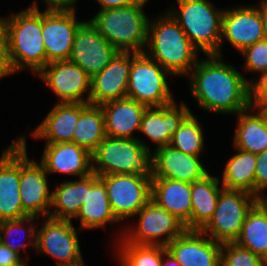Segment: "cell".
<instances>
[{
    "mask_svg": "<svg viewBox=\"0 0 267 266\" xmlns=\"http://www.w3.org/2000/svg\"><path fill=\"white\" fill-rule=\"evenodd\" d=\"M100 4L101 9L120 8L137 3L143 0H96Z\"/></svg>",
    "mask_w": 267,
    "mask_h": 266,
    "instance_id": "obj_42",
    "label": "cell"
},
{
    "mask_svg": "<svg viewBox=\"0 0 267 266\" xmlns=\"http://www.w3.org/2000/svg\"><path fill=\"white\" fill-rule=\"evenodd\" d=\"M252 110L248 108L237 114L233 144L235 149L259 154L267 149V115Z\"/></svg>",
    "mask_w": 267,
    "mask_h": 266,
    "instance_id": "obj_27",
    "label": "cell"
},
{
    "mask_svg": "<svg viewBox=\"0 0 267 266\" xmlns=\"http://www.w3.org/2000/svg\"><path fill=\"white\" fill-rule=\"evenodd\" d=\"M166 13L149 19L144 51L172 76H187L199 60V51L192 45L180 25Z\"/></svg>",
    "mask_w": 267,
    "mask_h": 266,
    "instance_id": "obj_3",
    "label": "cell"
},
{
    "mask_svg": "<svg viewBox=\"0 0 267 266\" xmlns=\"http://www.w3.org/2000/svg\"><path fill=\"white\" fill-rule=\"evenodd\" d=\"M36 76L59 97V103H89L91 77L77 64L69 60L52 62Z\"/></svg>",
    "mask_w": 267,
    "mask_h": 266,
    "instance_id": "obj_14",
    "label": "cell"
},
{
    "mask_svg": "<svg viewBox=\"0 0 267 266\" xmlns=\"http://www.w3.org/2000/svg\"><path fill=\"white\" fill-rule=\"evenodd\" d=\"M147 1L120 8L99 9L90 22L119 52L142 53L147 44L149 18L144 12Z\"/></svg>",
    "mask_w": 267,
    "mask_h": 266,
    "instance_id": "obj_4",
    "label": "cell"
},
{
    "mask_svg": "<svg viewBox=\"0 0 267 266\" xmlns=\"http://www.w3.org/2000/svg\"><path fill=\"white\" fill-rule=\"evenodd\" d=\"M104 114L100 105L89 104L80 114L74 130L73 143L91 154L105 139Z\"/></svg>",
    "mask_w": 267,
    "mask_h": 266,
    "instance_id": "obj_32",
    "label": "cell"
},
{
    "mask_svg": "<svg viewBox=\"0 0 267 266\" xmlns=\"http://www.w3.org/2000/svg\"><path fill=\"white\" fill-rule=\"evenodd\" d=\"M36 231V252L56 259L58 266L84 264L77 230L72 221L45 217Z\"/></svg>",
    "mask_w": 267,
    "mask_h": 266,
    "instance_id": "obj_11",
    "label": "cell"
},
{
    "mask_svg": "<svg viewBox=\"0 0 267 266\" xmlns=\"http://www.w3.org/2000/svg\"><path fill=\"white\" fill-rule=\"evenodd\" d=\"M0 52L7 51V17L0 18Z\"/></svg>",
    "mask_w": 267,
    "mask_h": 266,
    "instance_id": "obj_43",
    "label": "cell"
},
{
    "mask_svg": "<svg viewBox=\"0 0 267 266\" xmlns=\"http://www.w3.org/2000/svg\"><path fill=\"white\" fill-rule=\"evenodd\" d=\"M117 253L120 266H161L167 248L159 245H138L118 238Z\"/></svg>",
    "mask_w": 267,
    "mask_h": 266,
    "instance_id": "obj_33",
    "label": "cell"
},
{
    "mask_svg": "<svg viewBox=\"0 0 267 266\" xmlns=\"http://www.w3.org/2000/svg\"><path fill=\"white\" fill-rule=\"evenodd\" d=\"M20 140V197L23 212L27 216L43 218L49 216L52 203V191L49 190L47 172L44 166L34 160H29L25 136Z\"/></svg>",
    "mask_w": 267,
    "mask_h": 266,
    "instance_id": "obj_12",
    "label": "cell"
},
{
    "mask_svg": "<svg viewBox=\"0 0 267 266\" xmlns=\"http://www.w3.org/2000/svg\"><path fill=\"white\" fill-rule=\"evenodd\" d=\"M220 179L210 173L191 183V230H202L212 219L221 190ZM220 186V187H219Z\"/></svg>",
    "mask_w": 267,
    "mask_h": 266,
    "instance_id": "obj_28",
    "label": "cell"
},
{
    "mask_svg": "<svg viewBox=\"0 0 267 266\" xmlns=\"http://www.w3.org/2000/svg\"><path fill=\"white\" fill-rule=\"evenodd\" d=\"M202 127V124L191 112L171 137L169 145L188 155L201 156V152L205 150Z\"/></svg>",
    "mask_w": 267,
    "mask_h": 266,
    "instance_id": "obj_34",
    "label": "cell"
},
{
    "mask_svg": "<svg viewBox=\"0 0 267 266\" xmlns=\"http://www.w3.org/2000/svg\"><path fill=\"white\" fill-rule=\"evenodd\" d=\"M52 191L49 217L72 221L78 215L83 200H85L86 176L78 180L63 181Z\"/></svg>",
    "mask_w": 267,
    "mask_h": 266,
    "instance_id": "obj_31",
    "label": "cell"
},
{
    "mask_svg": "<svg viewBox=\"0 0 267 266\" xmlns=\"http://www.w3.org/2000/svg\"><path fill=\"white\" fill-rule=\"evenodd\" d=\"M131 52H118L111 62L91 77L89 103L100 105L127 97Z\"/></svg>",
    "mask_w": 267,
    "mask_h": 266,
    "instance_id": "obj_20",
    "label": "cell"
},
{
    "mask_svg": "<svg viewBox=\"0 0 267 266\" xmlns=\"http://www.w3.org/2000/svg\"><path fill=\"white\" fill-rule=\"evenodd\" d=\"M150 146L142 139L106 136L92 153V170L98 176L150 172Z\"/></svg>",
    "mask_w": 267,
    "mask_h": 266,
    "instance_id": "obj_6",
    "label": "cell"
},
{
    "mask_svg": "<svg viewBox=\"0 0 267 266\" xmlns=\"http://www.w3.org/2000/svg\"><path fill=\"white\" fill-rule=\"evenodd\" d=\"M135 216H139L138 225L120 233L127 243L166 247L186 230L180 220L152 200Z\"/></svg>",
    "mask_w": 267,
    "mask_h": 266,
    "instance_id": "obj_10",
    "label": "cell"
},
{
    "mask_svg": "<svg viewBox=\"0 0 267 266\" xmlns=\"http://www.w3.org/2000/svg\"><path fill=\"white\" fill-rule=\"evenodd\" d=\"M265 190H267V149L257 154L255 170V196L260 200H263V198L266 196L264 193Z\"/></svg>",
    "mask_w": 267,
    "mask_h": 266,
    "instance_id": "obj_39",
    "label": "cell"
},
{
    "mask_svg": "<svg viewBox=\"0 0 267 266\" xmlns=\"http://www.w3.org/2000/svg\"><path fill=\"white\" fill-rule=\"evenodd\" d=\"M263 112L267 115V108Z\"/></svg>",
    "mask_w": 267,
    "mask_h": 266,
    "instance_id": "obj_49",
    "label": "cell"
},
{
    "mask_svg": "<svg viewBox=\"0 0 267 266\" xmlns=\"http://www.w3.org/2000/svg\"><path fill=\"white\" fill-rule=\"evenodd\" d=\"M20 140L16 138L0 156V222L27 217L20 192Z\"/></svg>",
    "mask_w": 267,
    "mask_h": 266,
    "instance_id": "obj_17",
    "label": "cell"
},
{
    "mask_svg": "<svg viewBox=\"0 0 267 266\" xmlns=\"http://www.w3.org/2000/svg\"><path fill=\"white\" fill-rule=\"evenodd\" d=\"M24 258L0 242V266H20Z\"/></svg>",
    "mask_w": 267,
    "mask_h": 266,
    "instance_id": "obj_40",
    "label": "cell"
},
{
    "mask_svg": "<svg viewBox=\"0 0 267 266\" xmlns=\"http://www.w3.org/2000/svg\"><path fill=\"white\" fill-rule=\"evenodd\" d=\"M161 266H181L175 257L167 250L163 254L162 264Z\"/></svg>",
    "mask_w": 267,
    "mask_h": 266,
    "instance_id": "obj_46",
    "label": "cell"
},
{
    "mask_svg": "<svg viewBox=\"0 0 267 266\" xmlns=\"http://www.w3.org/2000/svg\"><path fill=\"white\" fill-rule=\"evenodd\" d=\"M20 266H28V263L25 261V263Z\"/></svg>",
    "mask_w": 267,
    "mask_h": 266,
    "instance_id": "obj_48",
    "label": "cell"
},
{
    "mask_svg": "<svg viewBox=\"0 0 267 266\" xmlns=\"http://www.w3.org/2000/svg\"><path fill=\"white\" fill-rule=\"evenodd\" d=\"M89 104L56 103L31 135L46 140L45 144L73 142L76 123Z\"/></svg>",
    "mask_w": 267,
    "mask_h": 266,
    "instance_id": "obj_23",
    "label": "cell"
},
{
    "mask_svg": "<svg viewBox=\"0 0 267 266\" xmlns=\"http://www.w3.org/2000/svg\"><path fill=\"white\" fill-rule=\"evenodd\" d=\"M76 10L45 9L42 11V35L47 65L69 60L79 26Z\"/></svg>",
    "mask_w": 267,
    "mask_h": 266,
    "instance_id": "obj_13",
    "label": "cell"
},
{
    "mask_svg": "<svg viewBox=\"0 0 267 266\" xmlns=\"http://www.w3.org/2000/svg\"><path fill=\"white\" fill-rule=\"evenodd\" d=\"M176 1L178 7L174 5L167 12L180 25L192 45L205 56H219L224 10L214 7L208 0Z\"/></svg>",
    "mask_w": 267,
    "mask_h": 266,
    "instance_id": "obj_5",
    "label": "cell"
},
{
    "mask_svg": "<svg viewBox=\"0 0 267 266\" xmlns=\"http://www.w3.org/2000/svg\"><path fill=\"white\" fill-rule=\"evenodd\" d=\"M8 52H0V79L11 75L8 70Z\"/></svg>",
    "mask_w": 267,
    "mask_h": 266,
    "instance_id": "obj_45",
    "label": "cell"
},
{
    "mask_svg": "<svg viewBox=\"0 0 267 266\" xmlns=\"http://www.w3.org/2000/svg\"><path fill=\"white\" fill-rule=\"evenodd\" d=\"M46 5V9H61V10H74L77 0H42Z\"/></svg>",
    "mask_w": 267,
    "mask_h": 266,
    "instance_id": "obj_41",
    "label": "cell"
},
{
    "mask_svg": "<svg viewBox=\"0 0 267 266\" xmlns=\"http://www.w3.org/2000/svg\"><path fill=\"white\" fill-rule=\"evenodd\" d=\"M171 75L145 52H131L127 97L147 107H161L175 101L168 86Z\"/></svg>",
    "mask_w": 267,
    "mask_h": 266,
    "instance_id": "obj_7",
    "label": "cell"
},
{
    "mask_svg": "<svg viewBox=\"0 0 267 266\" xmlns=\"http://www.w3.org/2000/svg\"><path fill=\"white\" fill-rule=\"evenodd\" d=\"M104 114L106 136L134 139L140 130L142 116L147 106L125 97L100 104Z\"/></svg>",
    "mask_w": 267,
    "mask_h": 266,
    "instance_id": "obj_24",
    "label": "cell"
},
{
    "mask_svg": "<svg viewBox=\"0 0 267 266\" xmlns=\"http://www.w3.org/2000/svg\"><path fill=\"white\" fill-rule=\"evenodd\" d=\"M36 3L7 17V61L11 75L24 69L37 75L47 65L42 11Z\"/></svg>",
    "mask_w": 267,
    "mask_h": 266,
    "instance_id": "obj_2",
    "label": "cell"
},
{
    "mask_svg": "<svg viewBox=\"0 0 267 266\" xmlns=\"http://www.w3.org/2000/svg\"><path fill=\"white\" fill-rule=\"evenodd\" d=\"M107 189L115 217L122 222L135 215L151 200V173L99 176Z\"/></svg>",
    "mask_w": 267,
    "mask_h": 266,
    "instance_id": "obj_9",
    "label": "cell"
},
{
    "mask_svg": "<svg viewBox=\"0 0 267 266\" xmlns=\"http://www.w3.org/2000/svg\"><path fill=\"white\" fill-rule=\"evenodd\" d=\"M259 200L251 193L223 188L212 219L201 231L221 244L235 242L248 212Z\"/></svg>",
    "mask_w": 267,
    "mask_h": 266,
    "instance_id": "obj_8",
    "label": "cell"
},
{
    "mask_svg": "<svg viewBox=\"0 0 267 266\" xmlns=\"http://www.w3.org/2000/svg\"><path fill=\"white\" fill-rule=\"evenodd\" d=\"M263 201L267 204V195L263 198Z\"/></svg>",
    "mask_w": 267,
    "mask_h": 266,
    "instance_id": "obj_47",
    "label": "cell"
},
{
    "mask_svg": "<svg viewBox=\"0 0 267 266\" xmlns=\"http://www.w3.org/2000/svg\"><path fill=\"white\" fill-rule=\"evenodd\" d=\"M177 103L174 101L161 107H147L142 116L139 132L156 144L155 149L169 145L171 137L191 113L183 101L180 105Z\"/></svg>",
    "mask_w": 267,
    "mask_h": 266,
    "instance_id": "obj_22",
    "label": "cell"
},
{
    "mask_svg": "<svg viewBox=\"0 0 267 266\" xmlns=\"http://www.w3.org/2000/svg\"><path fill=\"white\" fill-rule=\"evenodd\" d=\"M38 217L35 216H27L22 219L18 220H4L0 222V242L12 251L18 253L21 256L22 250L26 249L29 245L33 248H36V228H35V220ZM28 224V228H26L24 225ZM26 228V229H25ZM15 235H21L26 239H28L26 242L21 240H17V242H13L12 239ZM4 236V237H3ZM17 237V236H16ZM23 238V239H24ZM15 239V238H14ZM22 239V238H21Z\"/></svg>",
    "mask_w": 267,
    "mask_h": 266,
    "instance_id": "obj_35",
    "label": "cell"
},
{
    "mask_svg": "<svg viewBox=\"0 0 267 266\" xmlns=\"http://www.w3.org/2000/svg\"><path fill=\"white\" fill-rule=\"evenodd\" d=\"M240 53L245 58L246 71L259 75L267 73V39L246 47Z\"/></svg>",
    "mask_w": 267,
    "mask_h": 266,
    "instance_id": "obj_37",
    "label": "cell"
},
{
    "mask_svg": "<svg viewBox=\"0 0 267 266\" xmlns=\"http://www.w3.org/2000/svg\"><path fill=\"white\" fill-rule=\"evenodd\" d=\"M39 162L48 175L63 173L81 178L93 173L92 154L73 142L45 144Z\"/></svg>",
    "mask_w": 267,
    "mask_h": 266,
    "instance_id": "obj_21",
    "label": "cell"
},
{
    "mask_svg": "<svg viewBox=\"0 0 267 266\" xmlns=\"http://www.w3.org/2000/svg\"><path fill=\"white\" fill-rule=\"evenodd\" d=\"M264 39L262 19L255 5H242L224 10L219 56H222V44L225 40L241 52Z\"/></svg>",
    "mask_w": 267,
    "mask_h": 266,
    "instance_id": "obj_16",
    "label": "cell"
},
{
    "mask_svg": "<svg viewBox=\"0 0 267 266\" xmlns=\"http://www.w3.org/2000/svg\"><path fill=\"white\" fill-rule=\"evenodd\" d=\"M118 52L87 20L79 26L75 35L69 61L92 77L102 71Z\"/></svg>",
    "mask_w": 267,
    "mask_h": 266,
    "instance_id": "obj_15",
    "label": "cell"
},
{
    "mask_svg": "<svg viewBox=\"0 0 267 266\" xmlns=\"http://www.w3.org/2000/svg\"><path fill=\"white\" fill-rule=\"evenodd\" d=\"M221 266H267V261L235 242L223 243Z\"/></svg>",
    "mask_w": 267,
    "mask_h": 266,
    "instance_id": "obj_36",
    "label": "cell"
},
{
    "mask_svg": "<svg viewBox=\"0 0 267 266\" xmlns=\"http://www.w3.org/2000/svg\"><path fill=\"white\" fill-rule=\"evenodd\" d=\"M200 157L188 155L170 145L157 148L151 152V177L193 183L209 174Z\"/></svg>",
    "mask_w": 267,
    "mask_h": 266,
    "instance_id": "obj_18",
    "label": "cell"
},
{
    "mask_svg": "<svg viewBox=\"0 0 267 266\" xmlns=\"http://www.w3.org/2000/svg\"><path fill=\"white\" fill-rule=\"evenodd\" d=\"M236 151L224 166L220 185L225 189L245 191L255 196L257 154L240 149Z\"/></svg>",
    "mask_w": 267,
    "mask_h": 266,
    "instance_id": "obj_29",
    "label": "cell"
},
{
    "mask_svg": "<svg viewBox=\"0 0 267 266\" xmlns=\"http://www.w3.org/2000/svg\"><path fill=\"white\" fill-rule=\"evenodd\" d=\"M256 7L262 19L265 39H267V0H261L259 5L256 4Z\"/></svg>",
    "mask_w": 267,
    "mask_h": 266,
    "instance_id": "obj_44",
    "label": "cell"
},
{
    "mask_svg": "<svg viewBox=\"0 0 267 266\" xmlns=\"http://www.w3.org/2000/svg\"><path fill=\"white\" fill-rule=\"evenodd\" d=\"M80 219V229L105 228L120 223L112 212L104 182L95 173L86 176V196L75 219Z\"/></svg>",
    "mask_w": 267,
    "mask_h": 266,
    "instance_id": "obj_25",
    "label": "cell"
},
{
    "mask_svg": "<svg viewBox=\"0 0 267 266\" xmlns=\"http://www.w3.org/2000/svg\"><path fill=\"white\" fill-rule=\"evenodd\" d=\"M235 243L267 261V204L263 200L248 212Z\"/></svg>",
    "mask_w": 267,
    "mask_h": 266,
    "instance_id": "obj_30",
    "label": "cell"
},
{
    "mask_svg": "<svg viewBox=\"0 0 267 266\" xmlns=\"http://www.w3.org/2000/svg\"><path fill=\"white\" fill-rule=\"evenodd\" d=\"M151 200L180 220L186 230H191V183L152 178Z\"/></svg>",
    "mask_w": 267,
    "mask_h": 266,
    "instance_id": "obj_26",
    "label": "cell"
},
{
    "mask_svg": "<svg viewBox=\"0 0 267 266\" xmlns=\"http://www.w3.org/2000/svg\"><path fill=\"white\" fill-rule=\"evenodd\" d=\"M223 56L206 55L186 76L195 102L205 111L235 114L250 108V83Z\"/></svg>",
    "mask_w": 267,
    "mask_h": 266,
    "instance_id": "obj_1",
    "label": "cell"
},
{
    "mask_svg": "<svg viewBox=\"0 0 267 266\" xmlns=\"http://www.w3.org/2000/svg\"><path fill=\"white\" fill-rule=\"evenodd\" d=\"M166 248L181 266H221L222 244L200 230H185Z\"/></svg>",
    "mask_w": 267,
    "mask_h": 266,
    "instance_id": "obj_19",
    "label": "cell"
},
{
    "mask_svg": "<svg viewBox=\"0 0 267 266\" xmlns=\"http://www.w3.org/2000/svg\"><path fill=\"white\" fill-rule=\"evenodd\" d=\"M250 83V108L264 111L267 108V73L260 75L257 81L253 78Z\"/></svg>",
    "mask_w": 267,
    "mask_h": 266,
    "instance_id": "obj_38",
    "label": "cell"
}]
</instances>
